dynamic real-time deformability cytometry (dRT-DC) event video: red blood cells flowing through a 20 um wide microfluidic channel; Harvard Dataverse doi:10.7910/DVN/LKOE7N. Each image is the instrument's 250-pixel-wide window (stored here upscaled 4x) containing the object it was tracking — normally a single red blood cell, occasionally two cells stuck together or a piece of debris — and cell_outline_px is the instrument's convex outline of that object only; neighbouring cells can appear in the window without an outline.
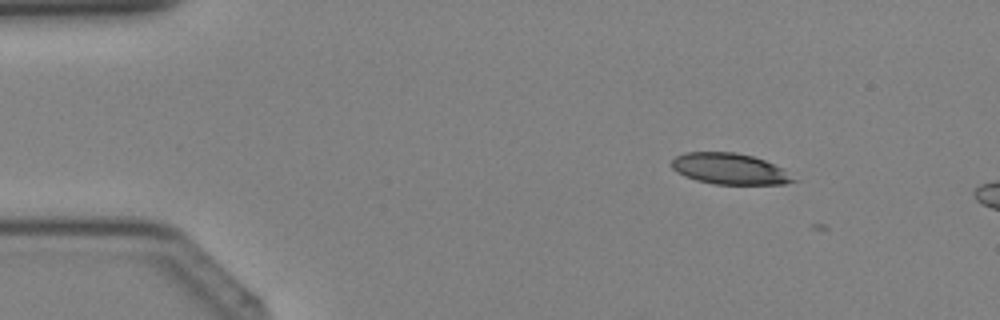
{"species": "Egyptian fruit bat (a non-hibernating species)", "species_latin": "Rousettus aegyptiacus", "temperature_condition": "cold", "stored_images_in_passage": 2, "camera_frame_rate_fps": 3000, "um_per_image_px": 0.085, "animal": {"sex": "female"}, "frame": {"image": 1, "passage_image": 1, "time_ms": 0.0, "image_size_px": [1000, 320], "cell_outline_px": [[800, 180], [784, 184], [712, 184], [696, 180], [684, 176], [676, 172], [672, 168], [672, 160], [676, 156], [684, 152], [736, 152], [752, 156], [764, 160], [784, 168]], "centroid_in_image_um": [62.05, 14.35], "position_along_channel_um": 22.9, "area_um2": 22.31}}